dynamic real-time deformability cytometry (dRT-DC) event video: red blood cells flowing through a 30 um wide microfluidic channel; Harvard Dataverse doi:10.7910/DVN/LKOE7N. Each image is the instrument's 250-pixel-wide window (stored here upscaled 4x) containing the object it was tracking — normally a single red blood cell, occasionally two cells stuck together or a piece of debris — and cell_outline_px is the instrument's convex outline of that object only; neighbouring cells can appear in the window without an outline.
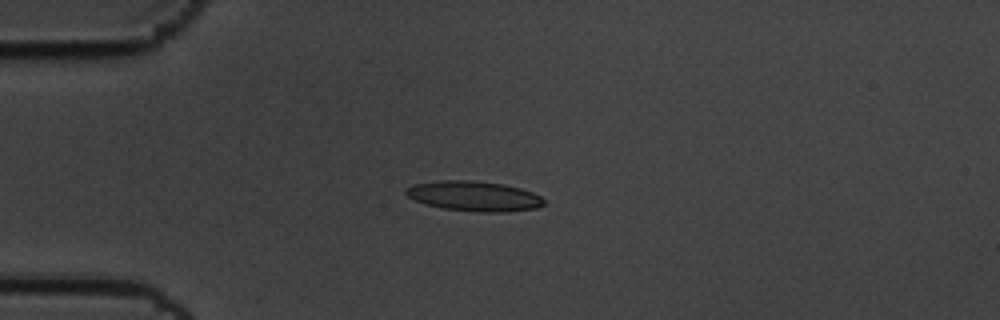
{"species": "common noctule bat (a hibernating species)", "species_latin": "Nyctalus noctula", "temperature_condition": "cold", "stored_images_in_passage": 14, "camera_frame_rate_fps": 3000, "um_per_image_px": 0.085, "animal": {"sex": "male", "body_mass_g": 19.5, "forearm_length_mm": 54.6}, "frame": {"image": 1, "passage_image": 3, "time_ms": 0.667, "image_size_px": [1000, 320], "cell_outline_px": [[544, 204], [536, 208], [508, 212], [480, 212], [444, 208], [424, 204], [408, 196], [404, 192], [404, 188], [416, 184], [440, 180], [468, 180], [500, 184], [520, 188], [532, 192], [540, 196], [544, 200]], "centroid_in_image_um": [40.28, 16.67], "position_along_channel_um": 44.7, "area_um2": 23.93}}
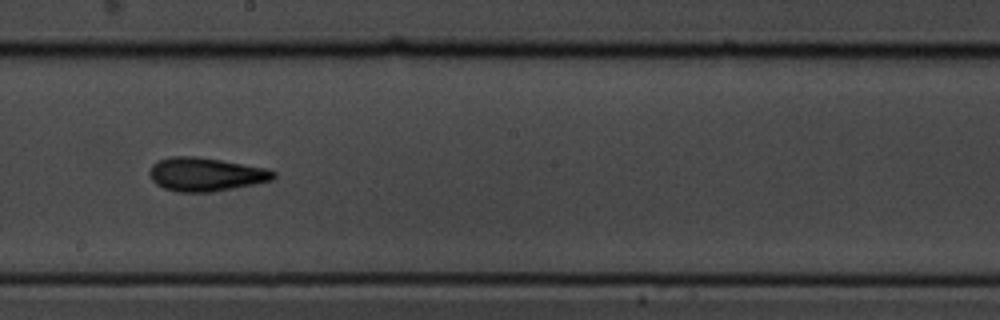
{"frame": {"image": 2, "passage_image": 8, "time_ms": 2.333, "image_size_px": [1000, 320], "cell_outline_px": [[276, 176], [272, 180], [212, 192], [176, 192], [164, 188], [156, 184], [152, 180], [148, 172], [152, 164], [160, 160], [172, 156], [196, 156], [268, 168], [276, 172]], "centroid_in_image_um": [17.47, 14.82], "position_along_channel_um": 230.7, "area_um2": 24.22}}
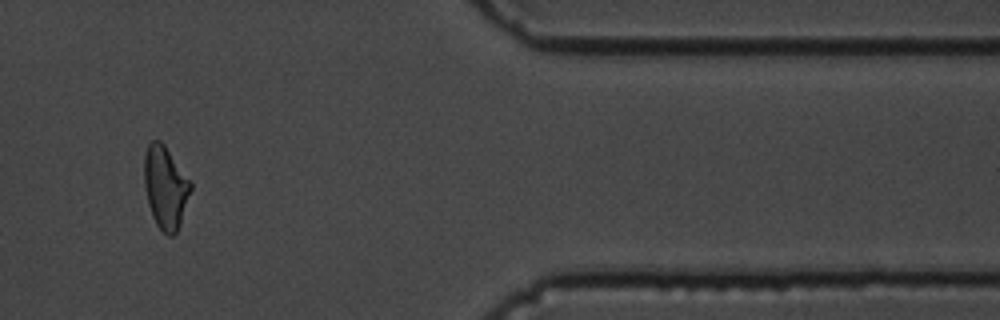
{"frame": {"image": 3, "passage_image": 12, "time_ms": 3.667, "image_size_px": [1000, 320], "cell_outline_px": [[192, 188], [180, 224], [176, 232], [172, 236], [168, 236], [156, 224], [152, 216], [148, 204], [144, 188], [144, 156], [148, 144], [152, 140], [160, 140], [164, 144], [192, 184]], "centroid_in_image_um": [14.04, 15.92], "position_along_channel_um": 397.4, "area_um2": 22.25}}